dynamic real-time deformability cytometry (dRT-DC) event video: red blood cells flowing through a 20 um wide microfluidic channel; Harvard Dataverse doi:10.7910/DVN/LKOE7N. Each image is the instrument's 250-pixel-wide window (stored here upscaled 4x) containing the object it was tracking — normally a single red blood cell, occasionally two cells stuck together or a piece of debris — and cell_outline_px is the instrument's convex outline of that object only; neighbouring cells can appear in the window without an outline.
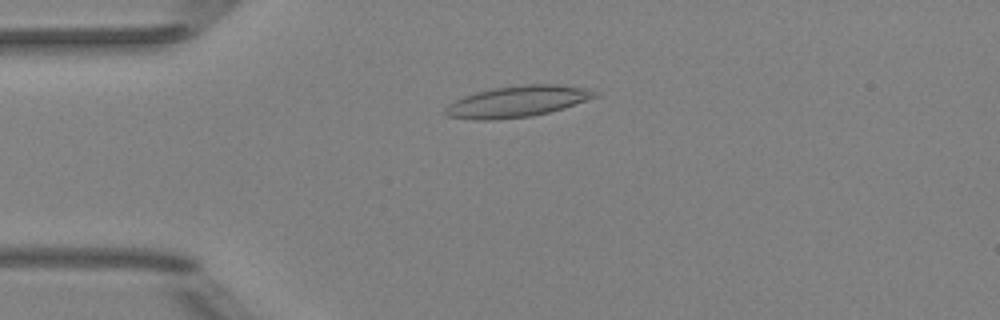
{"species": "Egyptian fruit bat (a non-hibernating species)", "species_latin": "Rousettus aegyptiacus", "temperature_condition": "room temperature", "stored_images_in_passage": 51, "camera_frame_rate_fps": 3000, "um_per_image_px": 0.085, "animal": {"sex": "female"}, "frame": {"image": 1, "passage_image": 12, "time_ms": 3.667, "image_size_px": [1000, 320], "cell_outline_px": [[600, 96], [564, 108], [532, 116], [492, 120], [476, 120], [448, 116], [444, 112], [444, 108], [448, 104], [464, 96], [476, 92], [492, 88], [520, 84], [560, 84], [584, 88], [600, 92]], "centroid_in_image_um": [44.01, 8.61], "position_along_channel_um": 41.0, "area_um2": 27.4}}
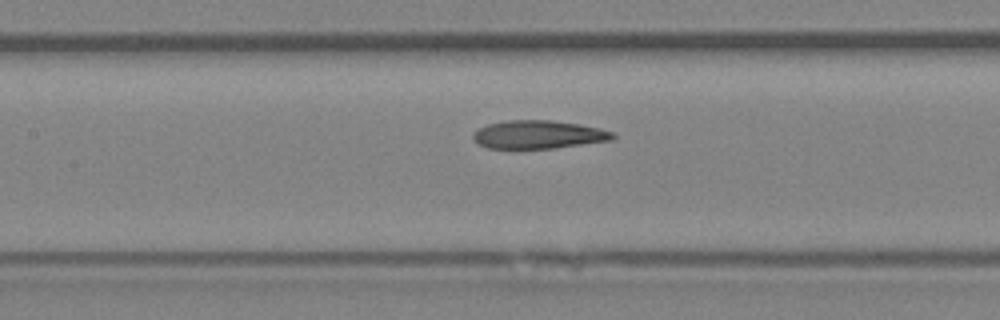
{"frame": {"image": 2, "passage_image": 23, "time_ms": 7.333, "image_size_px": [1000, 320], "cell_outline_px": [[616, 136], [612, 140], [552, 148], [488, 148], [480, 144], [472, 136], [480, 128], [488, 124], [508, 120], [548, 120], [580, 124], [600, 128], [612, 132]], "centroid_in_image_um": [45.8, 11.43], "position_along_channel_um": 161.6, "area_um2": 22.6}}
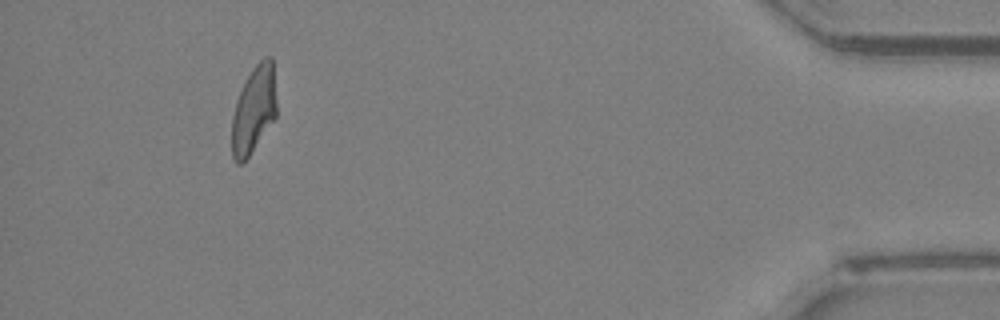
{"frame": {"image": 3, "passage_image": 47, "time_ms": 15.333, "image_size_px": [1000, 320], "cell_outline_px": [[276, 116], [248, 156], [240, 164], [236, 164], [232, 156], [232, 116], [240, 92], [252, 68], [264, 56], [272, 56], [276, 100]], "centroid_in_image_um": [21.57, 9.3], "position_along_channel_um": 413.6, "area_um2": 22.31}, "authors_computed_cell_mechanics": {"area_um2": 23.698, "velocity_mm_per_s": 3.9784, "shape_relaxation_time_tau1_ms": null, "shape_relaxation_time_tau2_ms": 2.3959, "deformation_change_tau1": null, "deformation_change_tau2": 0.1062}}